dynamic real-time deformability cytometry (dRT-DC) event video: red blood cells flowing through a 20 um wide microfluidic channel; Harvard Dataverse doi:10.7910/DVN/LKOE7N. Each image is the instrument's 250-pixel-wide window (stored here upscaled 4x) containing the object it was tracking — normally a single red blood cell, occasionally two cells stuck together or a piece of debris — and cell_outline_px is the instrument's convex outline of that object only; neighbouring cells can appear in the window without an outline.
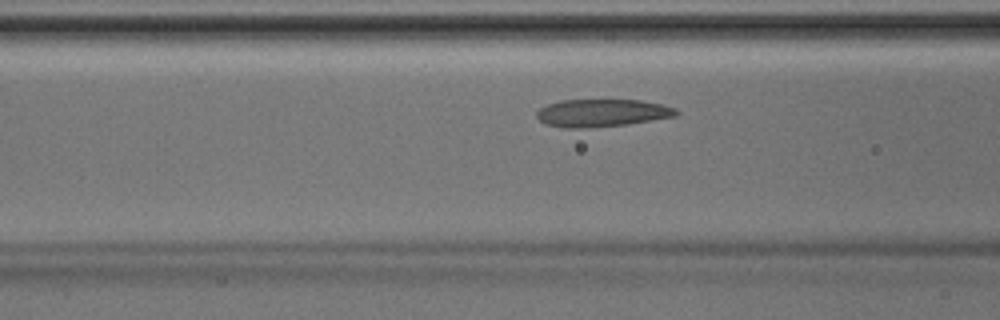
{"species": "Egyptian fruit bat (a non-hibernating species)", "species_latin": "Rousettus aegyptiacus", "temperature_condition": "room temperature", "stored_images_in_passage": 36, "camera_frame_rate_fps": 3000, "um_per_image_px": 0.085, "animal": {"sex": "male"}, "frame": {"image": 1, "passage_image": 8, "time_ms": 2.333, "image_size_px": [1000, 320], "cell_outline_px": [[680, 112], [676, 116], [628, 124], [588, 128], [564, 128], [544, 124], [536, 116], [536, 112], [540, 108], [548, 104], [560, 100], [640, 100], [660, 104], [676, 108]], "centroid_in_image_um": [51.15, 9.6], "position_along_channel_um": 115.4, "area_um2": 22.54}}
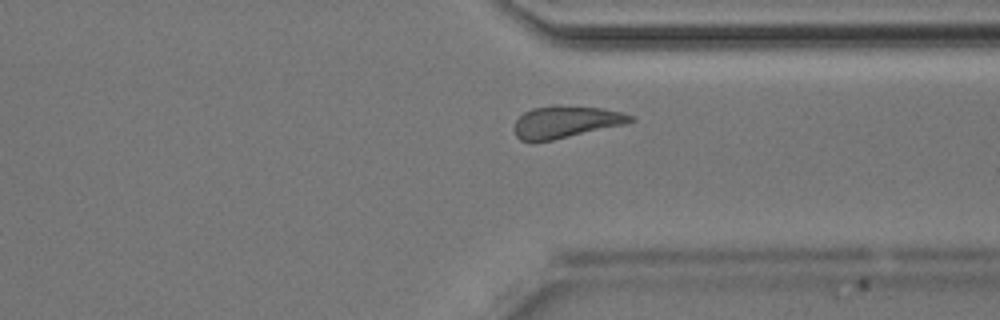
{"frame": {"image": 2, "passage_image": 25, "time_ms": 8.0, "image_size_px": [1000, 320], "cell_outline_px": [[636, 120], [624, 124], [552, 140], [520, 140], [516, 136], [516, 120], [524, 112], [532, 108], [556, 104], [604, 108], [624, 112], [632, 116]], "centroid_in_image_um": [48.14, 10.32], "position_along_channel_um": 363.3, "area_um2": 21.5}}
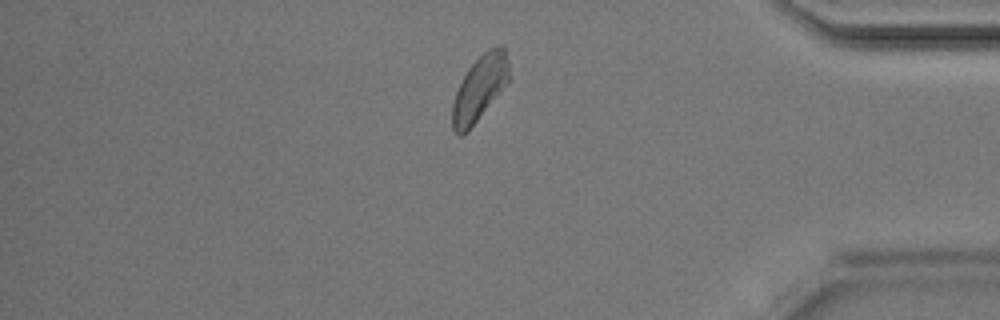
{"frame": {"image": 3, "passage_image": 29, "time_ms": 9.333, "image_size_px": [1000, 320], "cell_outline_px": [[508, 84], [476, 120], [460, 136], [452, 128], [452, 104], [456, 92], [468, 68], [488, 48], [500, 44], [504, 44], [508, 60]], "centroid_in_image_um": [40.79, 7.43], "position_along_channel_um": 394.4, "area_um2": 21.1}}